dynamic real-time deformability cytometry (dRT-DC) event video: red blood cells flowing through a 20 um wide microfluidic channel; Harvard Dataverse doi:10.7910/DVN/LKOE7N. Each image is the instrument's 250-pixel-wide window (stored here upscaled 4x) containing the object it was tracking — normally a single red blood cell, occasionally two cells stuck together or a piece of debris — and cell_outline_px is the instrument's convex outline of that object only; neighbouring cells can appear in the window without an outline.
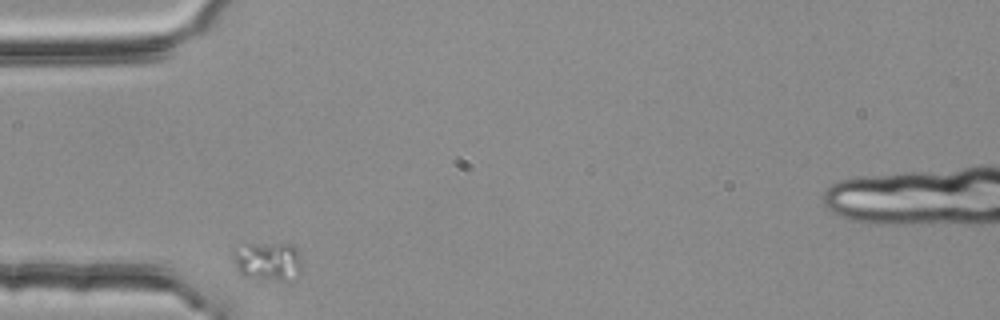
{"species": "common noctule bat (a hibernating species)", "species_latin": "Nyctalus noctula", "temperature_condition": "room temperature", "stored_images_in_passage": 2, "camera_frame_rate_fps": 3000, "um_per_image_px": 0.085, "animal": {"sex": "female", "body_mass_g": 25.1}, "frame": {"image": 1, "passage_image": 1, "time_ms": 0.0, "image_size_px": [1000, 320], "cell_outline_px": [[300, 272], [296, 276], [284, 280], [276, 280], [240, 276], [236, 268], [232, 256], [232, 248], [248, 244], [292, 244], [296, 248], [300, 256]], "centroid_in_image_um": [22.71, 22.19], "position_along_channel_um": 62.3, "area_um2": 15.55}}